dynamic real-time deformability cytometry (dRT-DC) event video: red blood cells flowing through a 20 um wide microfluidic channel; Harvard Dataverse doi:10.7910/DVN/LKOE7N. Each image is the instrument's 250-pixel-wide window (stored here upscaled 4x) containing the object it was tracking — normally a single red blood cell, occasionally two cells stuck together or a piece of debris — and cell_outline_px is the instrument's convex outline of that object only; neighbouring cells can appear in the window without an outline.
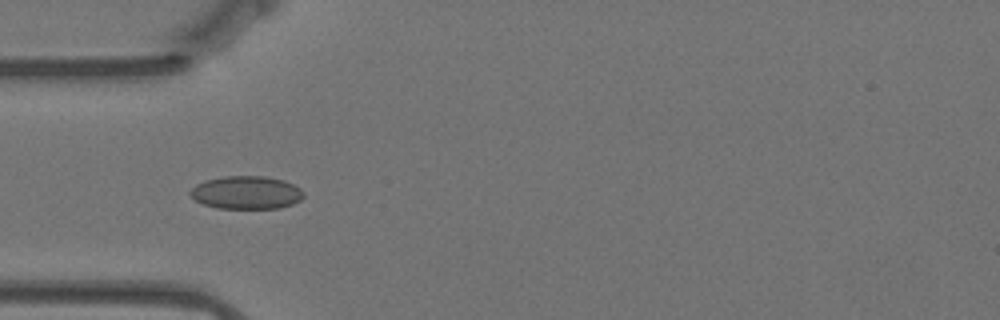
{"species": "Egyptian fruit bat (a non-hibernating species)", "species_latin": "Rousettus aegyptiacus", "temperature_condition": "warm", "stored_images_in_passage": 43, "camera_frame_rate_fps": 3000, "um_per_image_px": 0.085, "animal": {"sex": "female"}, "frame": {"image": 1, "passage_image": 3, "time_ms": 0.667, "image_size_px": [1000, 320], "cell_outline_px": [[304, 196], [300, 200], [292, 204], [280, 208], [216, 208], [204, 204], [196, 200], [188, 192], [196, 184], [204, 180], [224, 176], [264, 176], [284, 180], [300, 188], [304, 192]], "centroid_in_image_um": [20.94, 16.36], "position_along_channel_um": 64.1, "area_um2": 21.85}}
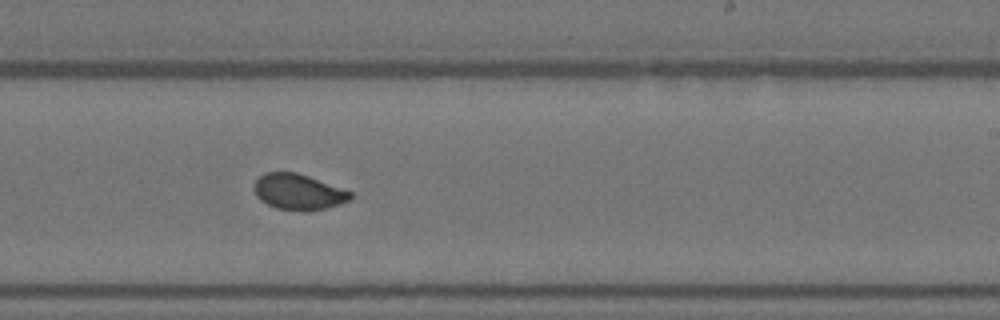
{"frame": {"image": 2, "passage_image": 20, "time_ms": 6.333, "image_size_px": [1000, 320], "cell_outline_px": [[352, 196], [348, 200], [324, 208], [308, 212], [304, 212], [276, 208], [260, 200], [256, 196], [252, 188], [256, 180], [264, 172], [296, 172], [308, 176], [352, 192]], "centroid_in_image_um": [25.3, 16.31], "position_along_channel_um": 263.7, "area_um2": 20.0}}
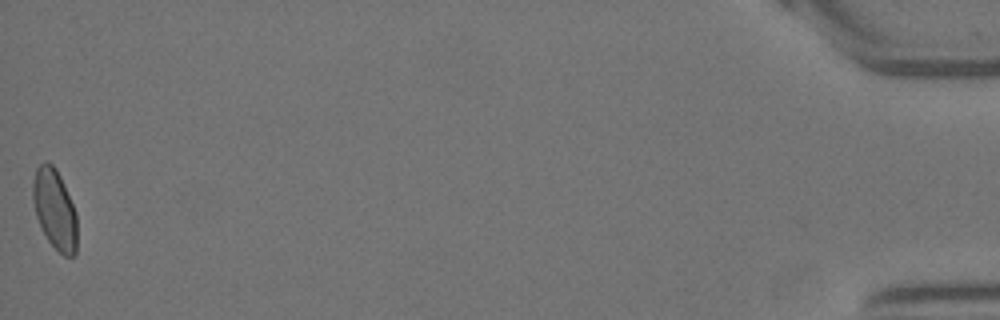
{"frame": {"image": 3, "passage_image": 43, "time_ms": 14.0, "image_size_px": [1000, 320], "cell_outline_px": [[76, 256], [64, 256], [48, 240], [36, 216], [32, 200], [32, 184], [36, 168], [44, 160], [48, 160], [56, 168], [60, 176], [76, 212]], "centroid_in_image_um": [4.63, 17.75], "position_along_channel_um": 430.6, "area_um2": 20.58}, "authors_computed_cell_mechanics": {"area_um2": 20.0566, "velocity_mm_per_s": 3.519, "shape_relaxation_time_tau1_ms": null, "shape_relaxation_time_tau2_ms": 0.644, "deformation_change_tau1": null, "deformation_change_tau2": 0.0301}}